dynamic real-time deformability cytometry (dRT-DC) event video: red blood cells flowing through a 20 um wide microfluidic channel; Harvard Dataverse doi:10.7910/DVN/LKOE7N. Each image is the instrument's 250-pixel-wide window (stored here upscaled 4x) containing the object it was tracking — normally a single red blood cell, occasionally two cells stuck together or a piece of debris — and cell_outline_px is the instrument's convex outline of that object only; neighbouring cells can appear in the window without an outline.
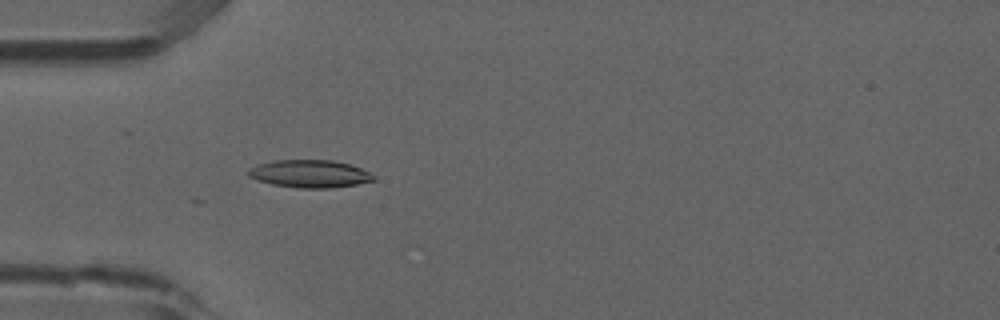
{"species": "common noctule bat (a hibernating species)", "species_latin": "Nyctalus noctula", "temperature_condition": "room temperature", "stored_images_in_passage": 4, "camera_frame_rate_fps": 3000, "um_per_image_px": 0.085, "animal": {"sex": "male", "forearm_length_mm": 52.5}, "frame": {"image": 1, "passage_image": 4, "time_ms": 1.0, "image_size_px": [1000, 320], "cell_outline_px": [[376, 180], [356, 184], [332, 188], [296, 188], [272, 184], [256, 180], [248, 176], [244, 172], [248, 168], [256, 164], [276, 160], [332, 160], [348, 164], [360, 168], [376, 176]], "centroid_in_image_um": [26.27, 14.77], "position_along_channel_um": 58.7, "area_um2": 20.4}}